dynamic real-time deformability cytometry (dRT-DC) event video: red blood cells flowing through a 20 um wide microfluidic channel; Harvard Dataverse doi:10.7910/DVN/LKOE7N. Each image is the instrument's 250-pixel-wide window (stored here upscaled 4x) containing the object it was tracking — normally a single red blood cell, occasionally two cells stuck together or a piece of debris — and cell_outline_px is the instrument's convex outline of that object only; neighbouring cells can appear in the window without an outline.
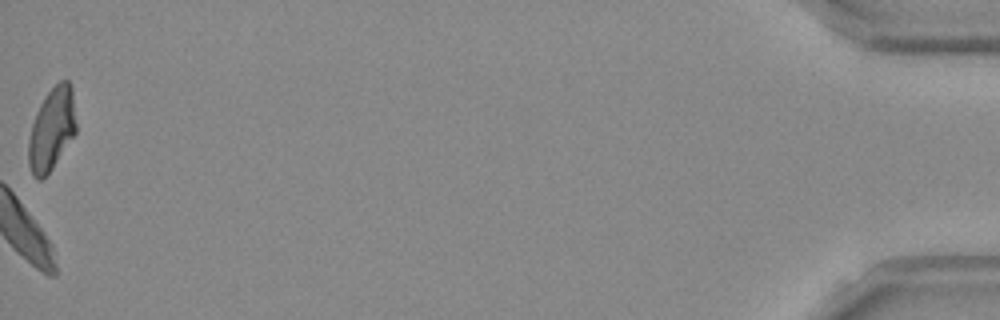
{"species": "Egyptian fruit bat (a non-hibernating species)", "species_latin": "Rousettus aegyptiacus", "temperature_condition": "room temperature", "stored_images_in_passage": 42, "camera_frame_rate_fps": 3000, "um_per_image_px": 0.085, "frame": {"image": 1, "passage_image": 42, "time_ms": 13.667, "image_size_px": [1000, 320], "cell_outline_px": [[76, 132], [52, 168], [40, 180], [36, 180], [32, 176], [28, 164], [28, 140], [32, 124], [36, 112], [44, 96], [60, 80], [68, 80], [72, 88], [76, 124]], "centroid_in_image_um": [4.38, 10.98], "position_along_channel_um": 430.8, "area_um2": 22.83}, "authors_computed_cell_mechanics": {"area_um2": 23.3223, "velocity_mm_per_s": 3.7517, "shape_relaxation_time_tau1_ms": 10.1213, "shape_relaxation_time_tau2_ms": 2.2751, "deformation_change_tau1": 0.2165, "deformation_change_tau2": 0.0999}}